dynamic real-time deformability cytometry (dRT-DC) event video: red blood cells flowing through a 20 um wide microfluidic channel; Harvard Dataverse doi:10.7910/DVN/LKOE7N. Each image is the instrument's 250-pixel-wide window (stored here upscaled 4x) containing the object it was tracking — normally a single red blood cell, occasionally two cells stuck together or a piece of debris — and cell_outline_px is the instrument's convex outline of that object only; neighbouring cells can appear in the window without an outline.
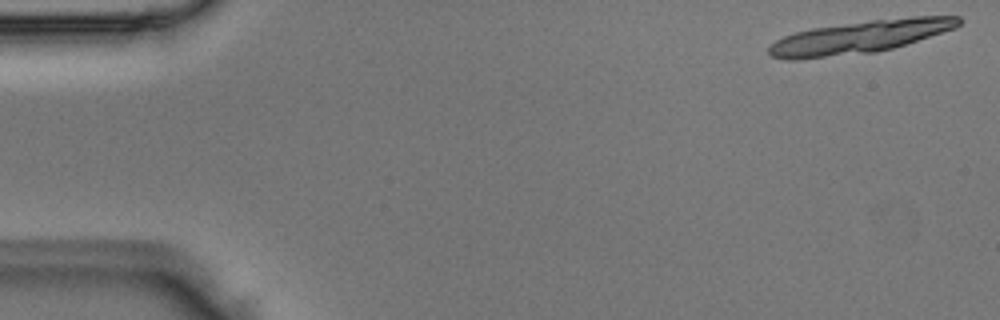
{"species": "Egyptian fruit bat (a non-hibernating species)", "species_latin": "Rousettus aegyptiacus", "temperature_condition": "room temperature", "stored_images_in_passage": 18, "segment_of_instrument_passage": [1, 2], "camera_frame_rate_fps": 3000, "um_per_image_px": 0.085, "animal": {"sex": "male"}, "frame": {"image": 1, "passage_image": 1, "time_ms": 0.0, "image_size_px": [1000, 320], "cell_outline_px": [[960, 24], [956, 28], [892, 48], [876, 52], [796, 60], [784, 60], [772, 56], [768, 52], [768, 48], [776, 40], [784, 36], [796, 32], [812, 28], [872, 20], [912, 16], [960, 16]], "centroid_in_image_um": [73.06, 3.15], "position_along_channel_um": 11.9, "area_um2": 35.95}}